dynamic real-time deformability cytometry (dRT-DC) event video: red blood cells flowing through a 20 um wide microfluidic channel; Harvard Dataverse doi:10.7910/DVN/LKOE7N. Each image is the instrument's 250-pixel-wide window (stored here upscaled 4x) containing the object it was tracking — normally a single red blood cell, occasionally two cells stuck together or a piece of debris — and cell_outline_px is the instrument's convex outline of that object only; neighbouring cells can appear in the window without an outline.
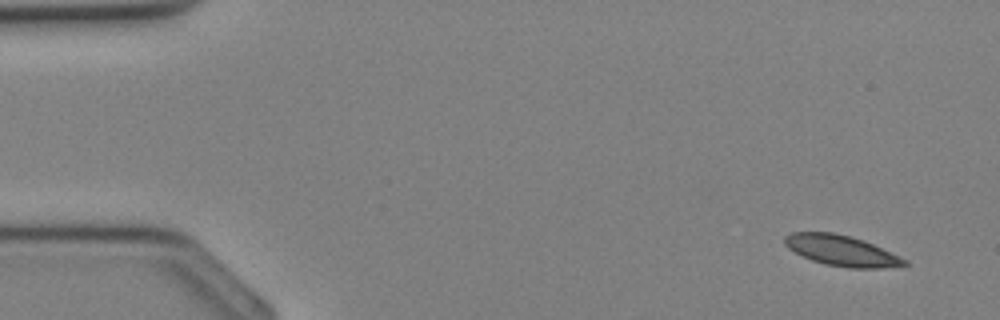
{"species": "Egyptian fruit bat (a non-hibernating species)", "species_latin": "Rousettus aegyptiacus", "temperature_condition": "cold", "stored_images_in_passage": 17, "camera_frame_rate_fps": 3000, "um_per_image_px": 0.085, "animal": {"sex": "female"}, "frame": {"image": 1, "passage_image": 2, "time_ms": 0.333, "image_size_px": [1000, 320], "cell_outline_px": [[908, 264], [884, 268], [848, 268], [824, 264], [812, 260], [788, 248], [784, 244], [784, 236], [792, 232], [832, 232], [852, 236], [864, 240], [900, 256], [908, 260]], "centroid_in_image_um": [71.54, 21.3], "position_along_channel_um": 13.5, "area_um2": 21.39}}
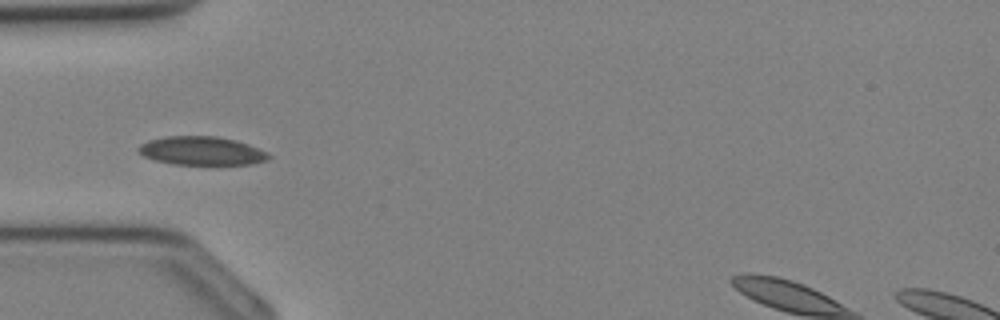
{"frame": {"image": 2, "passage_image": 11, "time_ms": 3.333, "image_size_px": [1000, 320], "cell_outline_px": [[272, 156], [268, 160], [252, 164], [172, 164], [156, 160], [144, 156], [136, 148], [140, 144], [148, 140], [164, 136], [216, 136], [236, 140], [248, 144], [268, 152]], "centroid_in_image_um": [17.15, 12.81], "position_along_channel_um": 67.8, "area_um2": 21.73}}
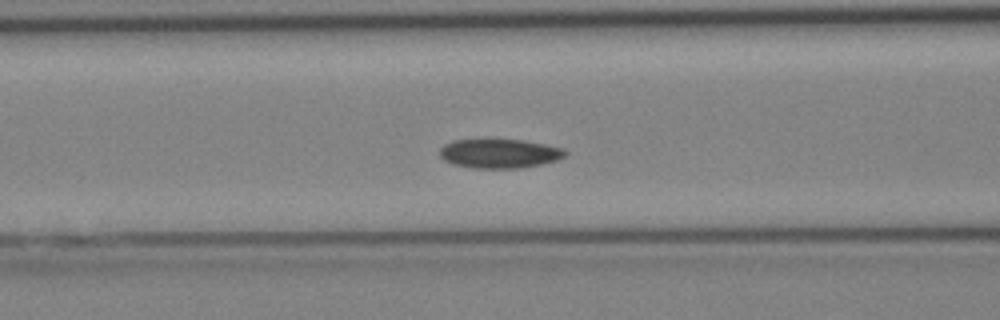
{"frame": {"image": 3, "passage_image": 14, "time_ms": 4.333, "image_size_px": [1000, 320], "cell_outline_px": [[568, 152], [564, 156], [556, 160], [540, 164], [516, 168], [472, 168], [452, 164], [444, 160], [440, 156], [440, 148], [444, 144], [452, 140], [484, 136], [524, 140], [564, 148]], "centroid_in_image_um": [42.38, 12.99], "position_along_channel_um": 124.2, "area_um2": 22.25}}